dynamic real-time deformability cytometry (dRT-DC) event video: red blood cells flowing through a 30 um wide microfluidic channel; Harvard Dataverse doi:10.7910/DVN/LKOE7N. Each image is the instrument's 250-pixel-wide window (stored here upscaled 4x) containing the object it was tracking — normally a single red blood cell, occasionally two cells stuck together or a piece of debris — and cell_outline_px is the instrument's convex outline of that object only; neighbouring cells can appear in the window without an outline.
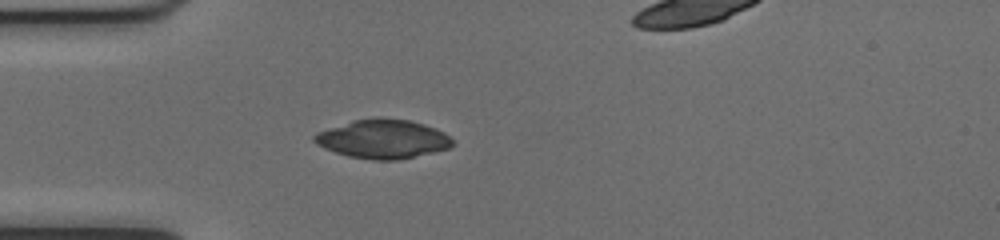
{"species": "common noctule bat (a hibernating species)", "species_latin": "Nyctalus noctula", "temperature_condition": "cold", "stored_images_in_passage": 38, "camera_frame_rate_fps": 3000, "um_per_image_px": 0.085, "animal": {"sex": "female", "body_mass_g": 17.0, "forearm_length_mm": 48.0}, "frame": {"image": 1, "passage_image": 1, "time_ms": 0.0, "image_size_px": [1000, 240], "cell_outline_px": [[452, 144], [448, 148], [432, 152], [396, 160], [372, 160], [348, 156], [324, 148], [316, 144], [312, 140], [312, 136], [316, 132], [352, 120], [408, 120], [424, 124], [436, 128], [444, 132], [452, 140]], "centroid_in_image_um": [32.5, 11.84], "position_along_channel_um": 52.5, "area_um2": 30.58}}
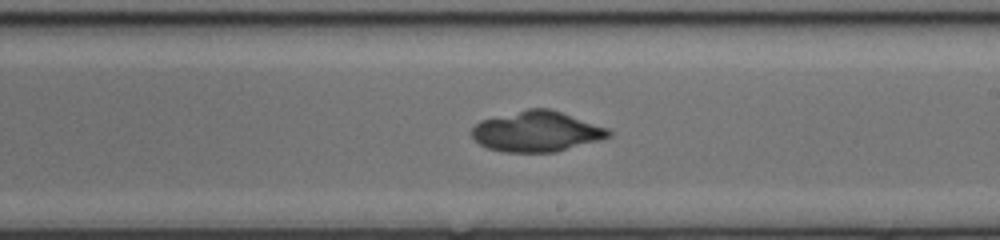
{"frame": {"image": 2, "passage_image": 16, "time_ms": 5.0, "image_size_px": [1000, 240], "cell_outline_px": [[612, 136], [600, 140], [556, 152], [504, 152], [488, 148], [480, 144], [472, 136], [472, 128], [480, 120], [528, 108], [548, 108], [608, 128], [612, 132]], "centroid_in_image_um": [45.62, 11.18], "position_along_channel_um": 243.4, "area_um2": 32.14}}
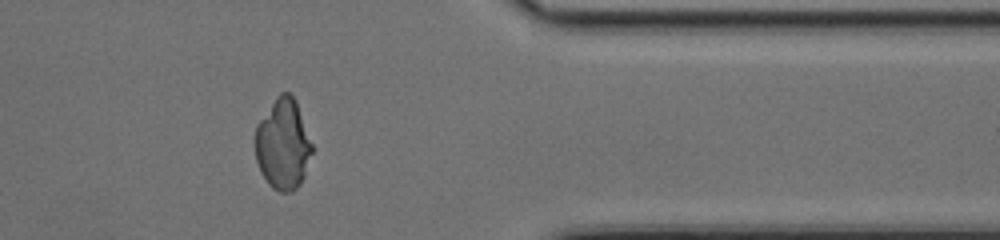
{"frame": {"image": 3, "passage_image": 28, "time_ms": 9.0, "image_size_px": [1000, 240], "cell_outline_px": [[312, 152], [304, 176], [300, 184], [292, 192], [280, 192], [272, 188], [268, 184], [260, 172], [256, 160], [256, 124], [276, 96], [280, 92], [292, 92], [296, 100], [312, 144]], "centroid_in_image_um": [24.05, 12.25], "position_along_channel_um": 387.4, "area_um2": 30.17}}